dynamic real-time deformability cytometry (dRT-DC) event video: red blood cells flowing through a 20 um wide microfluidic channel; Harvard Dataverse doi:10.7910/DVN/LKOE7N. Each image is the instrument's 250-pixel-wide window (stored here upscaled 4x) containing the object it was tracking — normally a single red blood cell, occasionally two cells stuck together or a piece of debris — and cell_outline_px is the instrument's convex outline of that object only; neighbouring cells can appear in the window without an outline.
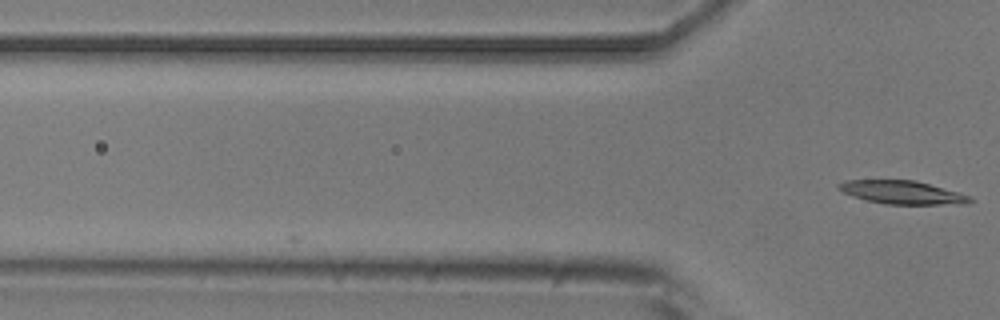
{"species": "common noctule bat (a hibernating species)", "species_latin": "Nyctalus noctula", "temperature_condition": "room temperature", "stored_images_in_passage": 4, "camera_frame_rate_fps": 3000, "um_per_image_px": 0.085, "animal": {"sex": "male", "body_mass_g": 20.5, "forearm_length_mm": 52.5}, "frame": {"image": 1, "passage_image": 4, "time_ms": 3.333, "image_size_px": [1000, 320], "cell_outline_px": [[972, 200], [968, 204], [884, 204], [852, 196], [836, 188], [836, 184], [844, 180], [916, 180], [972, 196]], "centroid_in_image_um": [76.68, 16.35], "position_along_channel_um": 49.1, "area_um2": 17.86}}